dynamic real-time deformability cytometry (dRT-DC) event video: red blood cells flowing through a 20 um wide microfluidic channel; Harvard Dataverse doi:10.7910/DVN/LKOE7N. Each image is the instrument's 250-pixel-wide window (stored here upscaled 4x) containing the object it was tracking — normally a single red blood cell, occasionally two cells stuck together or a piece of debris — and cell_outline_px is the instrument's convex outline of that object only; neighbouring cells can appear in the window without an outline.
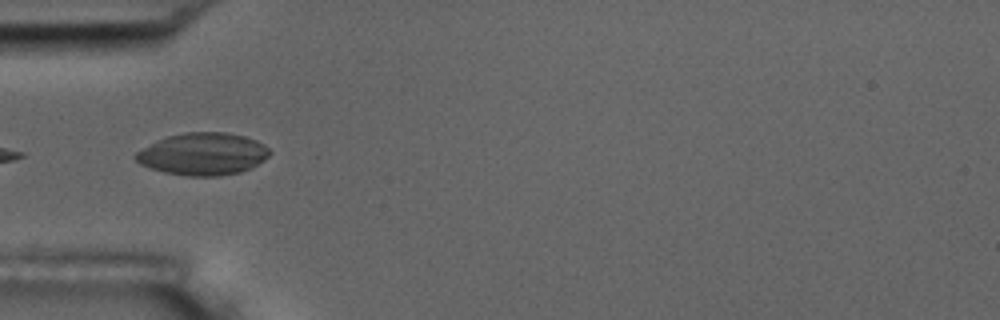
{"species": "common noctule bat (a hibernating species)", "species_latin": "Nyctalus noctula", "temperature_condition": "room temperature", "stored_images_in_passage": 8, "camera_frame_rate_fps": 3000, "um_per_image_px": 0.085, "animal": {"sex": "male", "body_mass_g": 17.5, "forearm_length_mm": 52.3}, "frame": {"image": 1, "passage_image": 6, "time_ms": 5.667, "image_size_px": [1000, 320], "cell_outline_px": [[272, 152], [264, 160], [252, 168], [240, 172], [220, 176], [188, 176], [164, 172], [140, 164], [132, 156], [136, 152], [168, 136], [184, 132], [224, 132], [244, 136], [256, 140], [264, 144]], "centroid_in_image_um": [17.28, 13.09], "position_along_channel_um": 67.7, "area_um2": 32.89}}